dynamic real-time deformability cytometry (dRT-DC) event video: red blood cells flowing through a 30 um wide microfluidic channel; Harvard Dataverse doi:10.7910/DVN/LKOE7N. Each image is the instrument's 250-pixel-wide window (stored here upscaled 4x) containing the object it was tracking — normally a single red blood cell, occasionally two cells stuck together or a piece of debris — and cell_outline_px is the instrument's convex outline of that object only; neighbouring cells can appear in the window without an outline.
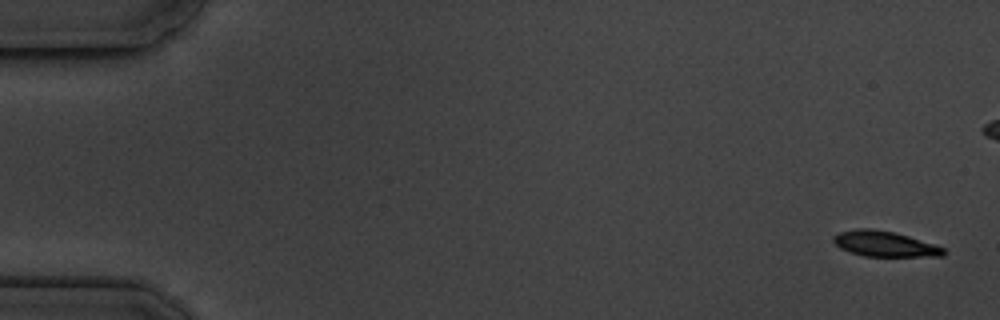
{"species": "common noctule bat (a hibernating species)", "species_latin": "Nyctalus noctula", "temperature_condition": "cold", "stored_images_in_passage": 6, "camera_frame_rate_fps": 3000, "um_per_image_px": 0.085, "animal": {"sex": "male", "body_mass_g": 19.5, "forearm_length_mm": 54.6}, "frame": {"image": 1, "passage_image": 1, "time_ms": 0.0, "image_size_px": [1000, 320], "cell_outline_px": [[948, 252], [944, 256], [864, 256], [840, 248], [832, 240], [832, 236], [840, 232], [856, 228], [872, 228], [892, 232], [908, 236], [936, 244], [944, 248]], "centroid_in_image_um": [75.22, 20.73], "position_along_channel_um": 9.8, "area_um2": 16.36}}